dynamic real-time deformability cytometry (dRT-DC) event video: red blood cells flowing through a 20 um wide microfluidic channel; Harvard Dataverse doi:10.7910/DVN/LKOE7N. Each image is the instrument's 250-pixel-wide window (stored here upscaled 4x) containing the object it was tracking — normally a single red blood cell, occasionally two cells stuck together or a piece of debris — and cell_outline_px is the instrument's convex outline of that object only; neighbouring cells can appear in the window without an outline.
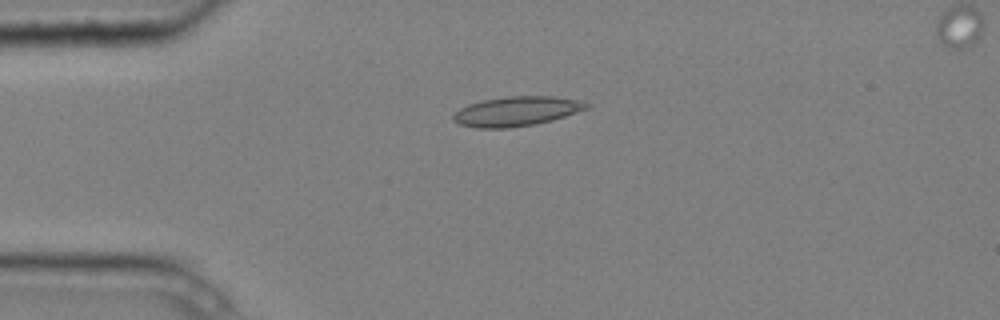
{"species": "common noctule bat (a hibernating species)", "species_latin": "Nyctalus noctula", "temperature_condition": "cold", "stored_images_in_passage": 9, "camera_frame_rate_fps": 3000, "um_per_image_px": 0.085, "animal": {"sex": "male", "body_mass_g": 20.4}, "frame": {"image": 1, "passage_image": 3, "time_ms": 0.667, "image_size_px": [1000, 320], "cell_outline_px": [[592, 104], [588, 108], [552, 120], [536, 124], [508, 128], [476, 128], [460, 124], [452, 120], [452, 116], [460, 108], [468, 104], [484, 100], [508, 96], [552, 96], [580, 100]], "centroid_in_image_um": [43.91, 9.46], "position_along_channel_um": 41.1, "area_um2": 22.95}}
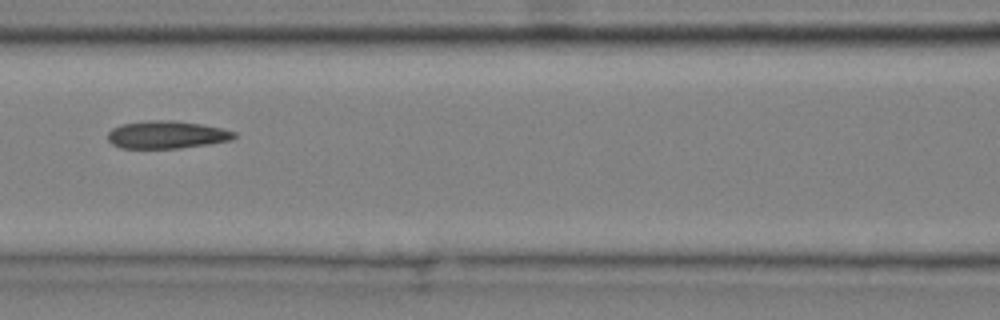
{"frame": {"image": 2, "passage_image": 6, "time_ms": 1.667, "image_size_px": [1000, 320], "cell_outline_px": [[236, 136], [232, 140], [208, 144], [180, 148], [120, 148], [112, 144], [108, 140], [108, 132], [112, 128], [124, 124], [152, 120], [172, 120], [200, 124], [220, 128], [236, 132]], "centroid_in_image_um": [14.17, 11.46], "position_along_channel_um": 152.4, "area_um2": 20.23}}
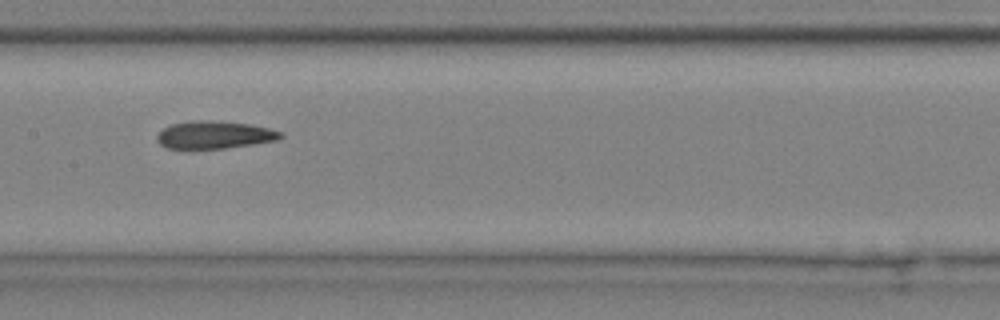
{"frame": {"image": 3, "passage_image": 7, "time_ms": 2.0, "image_size_px": [1000, 320], "cell_outline_px": [[284, 136], [280, 140], [224, 148], [184, 152], [168, 148], [160, 144], [156, 140], [156, 136], [164, 128], [172, 124], [192, 120], [208, 120], [248, 124], [268, 128], [284, 132]], "centroid_in_image_um": [18.18, 11.51], "position_along_channel_um": 189.2, "area_um2": 20.58}}